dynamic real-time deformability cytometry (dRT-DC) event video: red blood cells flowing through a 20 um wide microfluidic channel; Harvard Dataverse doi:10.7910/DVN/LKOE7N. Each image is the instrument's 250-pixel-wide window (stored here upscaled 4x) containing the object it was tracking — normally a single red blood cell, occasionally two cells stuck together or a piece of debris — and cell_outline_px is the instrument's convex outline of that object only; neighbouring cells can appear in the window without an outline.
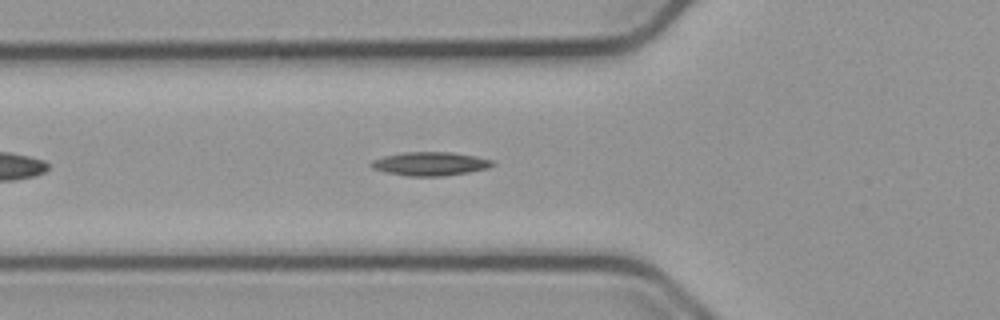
{"species": "common noctule bat (a hibernating species)", "species_latin": "Nyctalus noctula", "temperature_condition": "cold", "stored_images_in_passage": 10, "camera_frame_rate_fps": 3000, "um_per_image_px": 0.085, "animal": {"sex": "male", "body_mass_g": 23.1, "forearm_length_mm": 52.7}, "frame": {"image": 1, "passage_image": 7, "time_ms": 2.0, "image_size_px": [1000, 320], "cell_outline_px": [[496, 164], [488, 168], [468, 172], [440, 176], [408, 176], [384, 172], [372, 168], [368, 164], [372, 160], [384, 156], [404, 152], [452, 152], [476, 156], [492, 160]], "centroid_in_image_um": [36.54, 13.92], "position_along_channel_um": 89.3, "area_um2": 16.76}}